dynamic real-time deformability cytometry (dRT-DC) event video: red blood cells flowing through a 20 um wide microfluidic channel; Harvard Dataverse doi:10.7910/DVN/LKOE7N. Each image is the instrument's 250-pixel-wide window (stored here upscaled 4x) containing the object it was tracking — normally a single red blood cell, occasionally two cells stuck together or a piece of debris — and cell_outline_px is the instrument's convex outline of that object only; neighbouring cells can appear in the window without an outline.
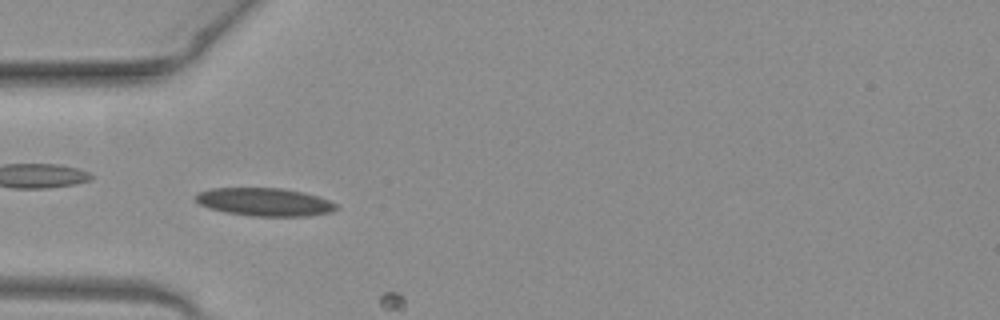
{"species": "common noctule bat (a hibernating species)", "species_latin": "Nyctalus noctula", "temperature_condition": "warm", "stored_images_in_passage": 10, "camera_frame_rate_fps": 3000, "um_per_image_px": 0.085, "animal": {"sex": "female", "body_mass_g": 19.3, "forearm_length_mm": 54.1}, "frame": {"image": 1, "passage_image": 9, "time_ms": 2.667, "image_size_px": [1000, 320], "cell_outline_px": [[336, 208], [332, 212], [308, 216], [252, 216], [224, 212], [208, 208], [200, 204], [192, 196], [196, 192], [212, 188], [284, 188], [304, 192], [328, 200], [336, 204]], "centroid_in_image_um": [22.43, 17.16], "position_along_channel_um": 62.6, "area_um2": 23.12}}